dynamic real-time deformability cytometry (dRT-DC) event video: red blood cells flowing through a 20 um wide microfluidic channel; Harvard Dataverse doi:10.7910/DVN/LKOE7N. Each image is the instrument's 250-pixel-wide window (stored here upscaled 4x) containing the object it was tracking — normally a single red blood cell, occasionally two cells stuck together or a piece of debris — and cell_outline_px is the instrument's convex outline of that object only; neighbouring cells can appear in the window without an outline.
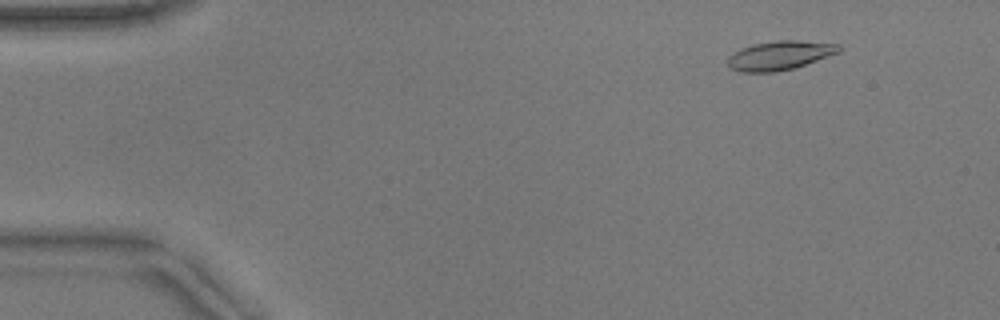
{"species": "common noctule bat (a hibernating species)", "species_latin": "Nyctalus noctula", "temperature_condition": "warm", "stored_images_in_passage": 13, "camera_frame_rate_fps": 3000, "um_per_image_px": 0.085, "animal": {"sex": "male", "body_mass_g": 17.9}, "frame": {"image": 1, "passage_image": 6, "time_ms": 1.667, "image_size_px": [1000, 320], "cell_outline_px": [[840, 52], [792, 68], [772, 72], [740, 72], [728, 68], [728, 56], [740, 48], [752, 44], [776, 40], [796, 40], [840, 44]], "centroid_in_image_um": [66.22, 4.7], "position_along_channel_um": 18.8, "area_um2": 18.73}}